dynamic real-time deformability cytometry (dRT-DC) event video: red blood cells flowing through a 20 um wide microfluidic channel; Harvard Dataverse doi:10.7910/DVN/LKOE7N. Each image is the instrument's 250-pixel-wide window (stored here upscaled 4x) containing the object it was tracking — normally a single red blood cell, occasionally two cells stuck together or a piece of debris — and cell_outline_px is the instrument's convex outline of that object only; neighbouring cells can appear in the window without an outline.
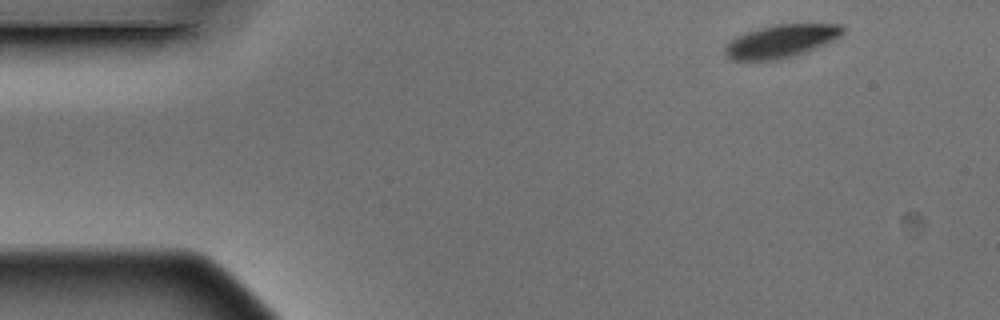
{"species": "Egyptian fruit bat (a non-hibernating species)", "species_latin": "Rousettus aegyptiacus", "temperature_condition": "warm", "stored_images_in_passage": 5, "camera_frame_rate_fps": 3000, "um_per_image_px": 0.085, "animal": {"sex": "male"}, "frame": {"image": 1, "passage_image": 1, "time_ms": 0.0, "image_size_px": [1000, 320], "cell_outline_px": [[844, 32], [840, 36], [832, 40], [804, 52], [792, 56], [776, 60], [732, 60], [724, 52], [724, 48], [728, 40], [744, 32], [776, 24], [840, 24], [844, 28]], "centroid_in_image_um": [66.33, 3.49], "position_along_channel_um": 18.7, "area_um2": 22.43}}
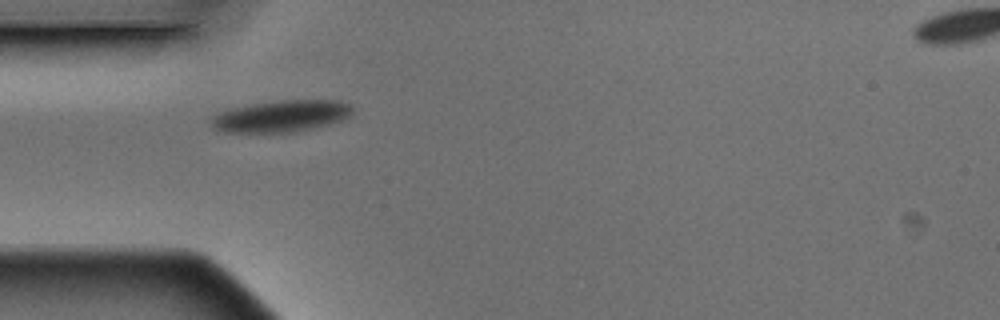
{"frame": {"image": 2, "passage_image": 4, "time_ms": 1.0, "image_size_px": [1000, 320], "cell_outline_px": [[352, 112], [348, 116], [340, 120], [328, 124], [288, 132], [216, 132], [212, 128], [208, 120], [212, 116], [228, 108], [252, 104], [280, 100], [340, 100], [352, 104]], "centroid_in_image_um": [23.81, 9.86], "position_along_channel_um": 61.2, "area_um2": 26.13}}
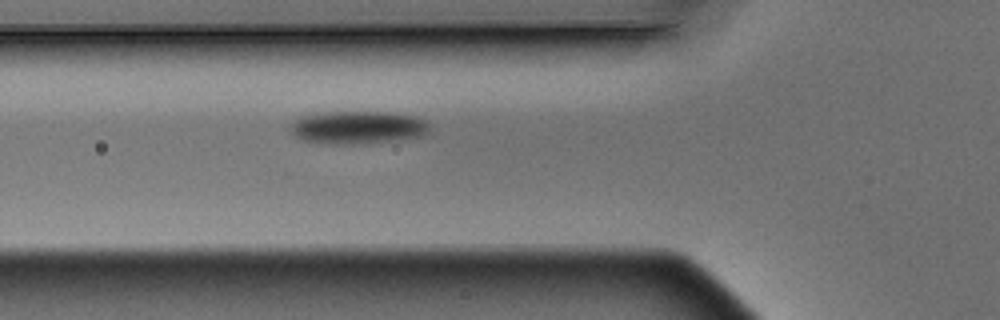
{"frame": {"image": 3, "passage_image": 5, "time_ms": 1.333, "image_size_px": [1000, 320], "cell_outline_px": [[428, 132], [424, 136], [404, 140], [364, 144], [328, 144], [304, 140], [296, 136], [288, 128], [300, 116], [328, 112], [388, 112], [416, 116], [424, 120], [428, 124]], "centroid_in_image_um": [30.46, 10.85], "position_along_channel_um": 95.3, "area_um2": 26.93}}